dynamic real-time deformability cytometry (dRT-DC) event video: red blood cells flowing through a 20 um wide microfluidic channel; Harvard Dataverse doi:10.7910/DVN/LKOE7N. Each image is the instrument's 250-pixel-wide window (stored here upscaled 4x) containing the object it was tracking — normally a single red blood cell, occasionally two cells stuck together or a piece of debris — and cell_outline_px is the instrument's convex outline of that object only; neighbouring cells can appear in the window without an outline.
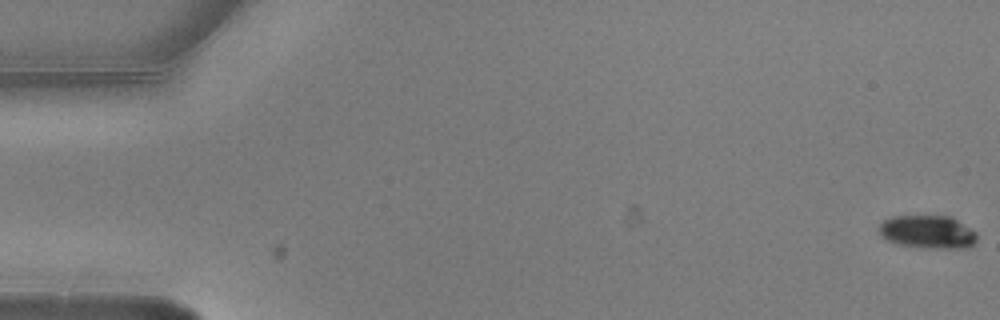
{"species": "common noctule bat (a hibernating species)", "species_latin": "Nyctalus noctula", "temperature_condition": "warm", "stored_images_in_passage": 6, "camera_frame_rate_fps": 3000, "um_per_image_px": 0.085, "animal": {"sex": "male", "body_mass_g": 20.5, "forearm_length_mm": 52.5}, "frame": {"image": 1, "passage_image": 1, "time_ms": 0.0, "image_size_px": [1000, 320], "cell_outline_px": [[976, 240], [972, 244], [964, 248], [924, 248], [900, 244], [888, 240], [880, 236], [880, 224], [884, 220], [892, 216], [952, 216], [976, 232]], "centroid_in_image_um": [78.86, 19.71], "position_along_channel_um": 6.1, "area_um2": 18.79}}
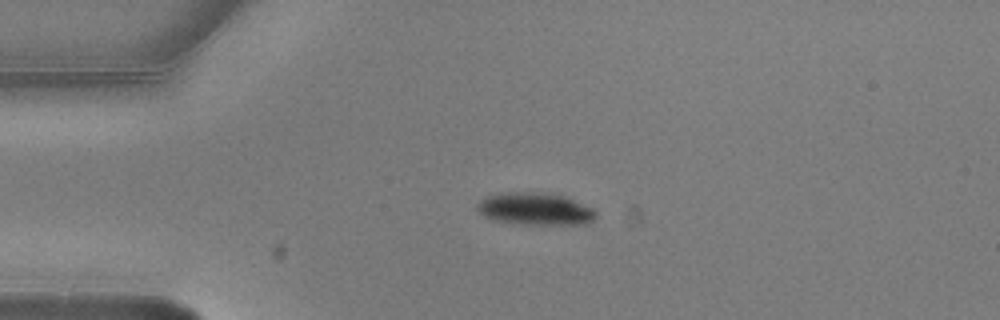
{"frame": {"image": 2, "passage_image": 4, "time_ms": 1.0, "image_size_px": [1000, 320], "cell_outline_px": [[596, 216], [588, 224], [524, 224], [492, 220], [484, 216], [476, 208], [476, 204], [480, 200], [488, 196], [512, 192], [532, 192], [564, 196], [592, 208], [596, 212]], "centroid_in_image_um": [45.48, 17.77], "position_along_channel_um": 39.5, "area_um2": 22.02}}
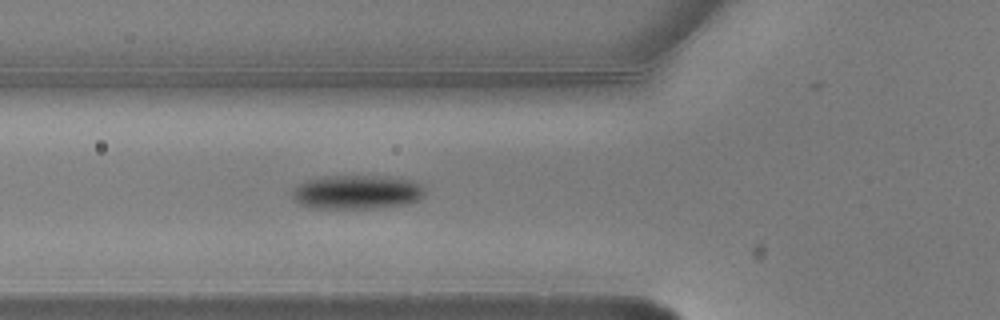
{"frame": {"image": 3, "passage_image": 6, "time_ms": 1.667, "image_size_px": [1000, 320], "cell_outline_px": [[424, 196], [416, 200], [404, 204], [372, 208], [316, 208], [300, 204], [292, 196], [292, 188], [304, 180], [324, 176], [388, 176], [412, 180], [420, 184], [424, 188]], "centroid_in_image_um": [30.31, 16.31], "position_along_channel_um": 95.5, "area_um2": 26.3}}